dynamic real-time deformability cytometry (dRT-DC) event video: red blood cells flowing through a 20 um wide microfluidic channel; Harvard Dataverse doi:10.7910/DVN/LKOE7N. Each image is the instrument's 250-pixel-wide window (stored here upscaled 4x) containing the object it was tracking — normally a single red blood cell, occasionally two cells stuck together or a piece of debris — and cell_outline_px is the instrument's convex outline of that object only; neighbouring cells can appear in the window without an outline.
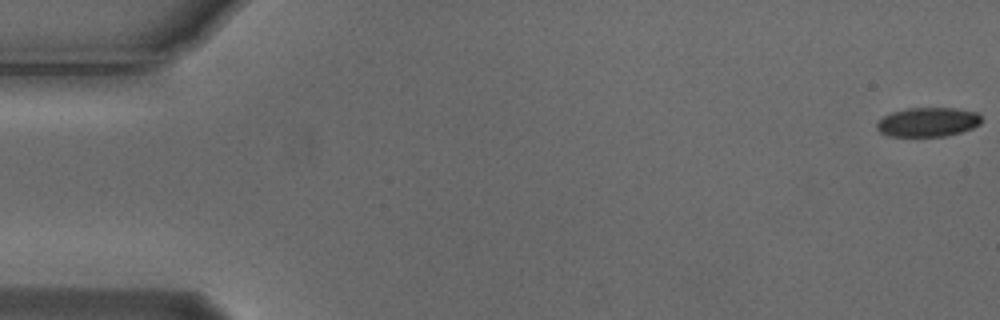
{"species": "Egyptian fruit bat (a non-hibernating species)", "species_latin": "Rousettus aegyptiacus", "temperature_condition": "cold", "stored_images_in_passage": 3, "camera_frame_rate_fps": 3000, "um_per_image_px": 0.085, "animal": {"sex": "male"}, "frame": {"image": 1, "passage_image": 1, "time_ms": 0.0, "image_size_px": [1000, 320], "cell_outline_px": [[984, 120], [980, 124], [972, 128], [960, 132], [944, 136], [888, 136], [880, 132], [876, 128], [876, 124], [884, 116], [892, 112], [908, 108], [956, 108], [976, 112]], "centroid_in_image_um": [78.88, 10.37], "position_along_channel_um": 6.1, "area_um2": 17.8}}